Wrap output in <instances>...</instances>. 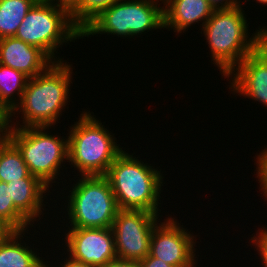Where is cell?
<instances>
[{
    "label": "cell",
    "mask_w": 267,
    "mask_h": 267,
    "mask_svg": "<svg viewBox=\"0 0 267 267\" xmlns=\"http://www.w3.org/2000/svg\"><path fill=\"white\" fill-rule=\"evenodd\" d=\"M120 0H77L70 8L73 23L82 32L96 17Z\"/></svg>",
    "instance_id": "cell-20"
},
{
    "label": "cell",
    "mask_w": 267,
    "mask_h": 267,
    "mask_svg": "<svg viewBox=\"0 0 267 267\" xmlns=\"http://www.w3.org/2000/svg\"><path fill=\"white\" fill-rule=\"evenodd\" d=\"M28 79L18 70L0 64V109L7 117L20 104Z\"/></svg>",
    "instance_id": "cell-17"
},
{
    "label": "cell",
    "mask_w": 267,
    "mask_h": 267,
    "mask_svg": "<svg viewBox=\"0 0 267 267\" xmlns=\"http://www.w3.org/2000/svg\"><path fill=\"white\" fill-rule=\"evenodd\" d=\"M241 6L214 9L202 27L206 43L211 50L212 61L224 77L265 41V27L249 38L246 15Z\"/></svg>",
    "instance_id": "cell-2"
},
{
    "label": "cell",
    "mask_w": 267,
    "mask_h": 267,
    "mask_svg": "<svg viewBox=\"0 0 267 267\" xmlns=\"http://www.w3.org/2000/svg\"><path fill=\"white\" fill-rule=\"evenodd\" d=\"M257 3H261L262 5L265 4V6L267 5V0H256Z\"/></svg>",
    "instance_id": "cell-31"
},
{
    "label": "cell",
    "mask_w": 267,
    "mask_h": 267,
    "mask_svg": "<svg viewBox=\"0 0 267 267\" xmlns=\"http://www.w3.org/2000/svg\"><path fill=\"white\" fill-rule=\"evenodd\" d=\"M53 62L42 50L14 36L0 39V64L18 70L29 79L44 72Z\"/></svg>",
    "instance_id": "cell-13"
},
{
    "label": "cell",
    "mask_w": 267,
    "mask_h": 267,
    "mask_svg": "<svg viewBox=\"0 0 267 267\" xmlns=\"http://www.w3.org/2000/svg\"><path fill=\"white\" fill-rule=\"evenodd\" d=\"M30 174L21 152L5 136L0 141V181L7 183L26 178Z\"/></svg>",
    "instance_id": "cell-18"
},
{
    "label": "cell",
    "mask_w": 267,
    "mask_h": 267,
    "mask_svg": "<svg viewBox=\"0 0 267 267\" xmlns=\"http://www.w3.org/2000/svg\"><path fill=\"white\" fill-rule=\"evenodd\" d=\"M208 2L214 9H230L241 5L240 0H208Z\"/></svg>",
    "instance_id": "cell-24"
},
{
    "label": "cell",
    "mask_w": 267,
    "mask_h": 267,
    "mask_svg": "<svg viewBox=\"0 0 267 267\" xmlns=\"http://www.w3.org/2000/svg\"><path fill=\"white\" fill-rule=\"evenodd\" d=\"M141 267H174L161 259L152 257L149 254L140 261Z\"/></svg>",
    "instance_id": "cell-25"
},
{
    "label": "cell",
    "mask_w": 267,
    "mask_h": 267,
    "mask_svg": "<svg viewBox=\"0 0 267 267\" xmlns=\"http://www.w3.org/2000/svg\"><path fill=\"white\" fill-rule=\"evenodd\" d=\"M0 118H8L0 109Z\"/></svg>",
    "instance_id": "cell-32"
},
{
    "label": "cell",
    "mask_w": 267,
    "mask_h": 267,
    "mask_svg": "<svg viewBox=\"0 0 267 267\" xmlns=\"http://www.w3.org/2000/svg\"><path fill=\"white\" fill-rule=\"evenodd\" d=\"M263 228V229H262ZM260 232H258V235L256 233V236H253L251 238L252 245H256L255 248L259 252L261 262L263 263L264 267H267V228L262 227Z\"/></svg>",
    "instance_id": "cell-23"
},
{
    "label": "cell",
    "mask_w": 267,
    "mask_h": 267,
    "mask_svg": "<svg viewBox=\"0 0 267 267\" xmlns=\"http://www.w3.org/2000/svg\"><path fill=\"white\" fill-rule=\"evenodd\" d=\"M54 1L70 8L77 0H54Z\"/></svg>",
    "instance_id": "cell-30"
},
{
    "label": "cell",
    "mask_w": 267,
    "mask_h": 267,
    "mask_svg": "<svg viewBox=\"0 0 267 267\" xmlns=\"http://www.w3.org/2000/svg\"><path fill=\"white\" fill-rule=\"evenodd\" d=\"M66 233L69 258L74 261L102 267L117 258L115 237L110 228H70Z\"/></svg>",
    "instance_id": "cell-11"
},
{
    "label": "cell",
    "mask_w": 267,
    "mask_h": 267,
    "mask_svg": "<svg viewBox=\"0 0 267 267\" xmlns=\"http://www.w3.org/2000/svg\"><path fill=\"white\" fill-rule=\"evenodd\" d=\"M49 127H6L5 136L18 148L31 175L49 187L68 160V138L50 135ZM54 180V181H53ZM51 183V184H50Z\"/></svg>",
    "instance_id": "cell-6"
},
{
    "label": "cell",
    "mask_w": 267,
    "mask_h": 267,
    "mask_svg": "<svg viewBox=\"0 0 267 267\" xmlns=\"http://www.w3.org/2000/svg\"><path fill=\"white\" fill-rule=\"evenodd\" d=\"M38 0H0V39L15 36L30 8Z\"/></svg>",
    "instance_id": "cell-19"
},
{
    "label": "cell",
    "mask_w": 267,
    "mask_h": 267,
    "mask_svg": "<svg viewBox=\"0 0 267 267\" xmlns=\"http://www.w3.org/2000/svg\"><path fill=\"white\" fill-rule=\"evenodd\" d=\"M158 3L159 0H120L96 17L82 31V37L107 33L130 38L164 29L163 7Z\"/></svg>",
    "instance_id": "cell-8"
},
{
    "label": "cell",
    "mask_w": 267,
    "mask_h": 267,
    "mask_svg": "<svg viewBox=\"0 0 267 267\" xmlns=\"http://www.w3.org/2000/svg\"><path fill=\"white\" fill-rule=\"evenodd\" d=\"M14 37L39 48L52 61L61 62L63 60H58L54 52L57 53L62 43L82 38V32L73 23L69 7L54 0H38L27 12Z\"/></svg>",
    "instance_id": "cell-5"
},
{
    "label": "cell",
    "mask_w": 267,
    "mask_h": 267,
    "mask_svg": "<svg viewBox=\"0 0 267 267\" xmlns=\"http://www.w3.org/2000/svg\"><path fill=\"white\" fill-rule=\"evenodd\" d=\"M164 28L184 33L192 24L202 22V27L211 17L214 8L208 0H163ZM200 21V22H199Z\"/></svg>",
    "instance_id": "cell-14"
},
{
    "label": "cell",
    "mask_w": 267,
    "mask_h": 267,
    "mask_svg": "<svg viewBox=\"0 0 267 267\" xmlns=\"http://www.w3.org/2000/svg\"><path fill=\"white\" fill-rule=\"evenodd\" d=\"M24 232L12 231L5 239L0 240V267H45L46 262H43L42 257L26 246L27 244H22L21 234Z\"/></svg>",
    "instance_id": "cell-16"
},
{
    "label": "cell",
    "mask_w": 267,
    "mask_h": 267,
    "mask_svg": "<svg viewBox=\"0 0 267 267\" xmlns=\"http://www.w3.org/2000/svg\"><path fill=\"white\" fill-rule=\"evenodd\" d=\"M73 126V127H72ZM68 133V161L81 176L105 175L124 151L94 114L83 112Z\"/></svg>",
    "instance_id": "cell-4"
},
{
    "label": "cell",
    "mask_w": 267,
    "mask_h": 267,
    "mask_svg": "<svg viewBox=\"0 0 267 267\" xmlns=\"http://www.w3.org/2000/svg\"><path fill=\"white\" fill-rule=\"evenodd\" d=\"M8 125V118H0V141L5 137V128Z\"/></svg>",
    "instance_id": "cell-29"
},
{
    "label": "cell",
    "mask_w": 267,
    "mask_h": 267,
    "mask_svg": "<svg viewBox=\"0 0 267 267\" xmlns=\"http://www.w3.org/2000/svg\"><path fill=\"white\" fill-rule=\"evenodd\" d=\"M63 262H64V264L61 267H95L92 265L83 264V263L74 261L69 257H68V259L66 258V261H63Z\"/></svg>",
    "instance_id": "cell-28"
},
{
    "label": "cell",
    "mask_w": 267,
    "mask_h": 267,
    "mask_svg": "<svg viewBox=\"0 0 267 267\" xmlns=\"http://www.w3.org/2000/svg\"><path fill=\"white\" fill-rule=\"evenodd\" d=\"M158 218L159 214L146 210L119 209L112 225L117 258L139 262L144 259Z\"/></svg>",
    "instance_id": "cell-9"
},
{
    "label": "cell",
    "mask_w": 267,
    "mask_h": 267,
    "mask_svg": "<svg viewBox=\"0 0 267 267\" xmlns=\"http://www.w3.org/2000/svg\"><path fill=\"white\" fill-rule=\"evenodd\" d=\"M0 218L13 231H26L32 225L14 206L6 182L0 181Z\"/></svg>",
    "instance_id": "cell-21"
},
{
    "label": "cell",
    "mask_w": 267,
    "mask_h": 267,
    "mask_svg": "<svg viewBox=\"0 0 267 267\" xmlns=\"http://www.w3.org/2000/svg\"><path fill=\"white\" fill-rule=\"evenodd\" d=\"M265 41L267 42V28H266V32H265Z\"/></svg>",
    "instance_id": "cell-33"
},
{
    "label": "cell",
    "mask_w": 267,
    "mask_h": 267,
    "mask_svg": "<svg viewBox=\"0 0 267 267\" xmlns=\"http://www.w3.org/2000/svg\"><path fill=\"white\" fill-rule=\"evenodd\" d=\"M230 76L231 91L267 106V42L250 53L226 78Z\"/></svg>",
    "instance_id": "cell-12"
},
{
    "label": "cell",
    "mask_w": 267,
    "mask_h": 267,
    "mask_svg": "<svg viewBox=\"0 0 267 267\" xmlns=\"http://www.w3.org/2000/svg\"><path fill=\"white\" fill-rule=\"evenodd\" d=\"M68 198L71 228H110L119 210L104 175L81 176Z\"/></svg>",
    "instance_id": "cell-7"
},
{
    "label": "cell",
    "mask_w": 267,
    "mask_h": 267,
    "mask_svg": "<svg viewBox=\"0 0 267 267\" xmlns=\"http://www.w3.org/2000/svg\"><path fill=\"white\" fill-rule=\"evenodd\" d=\"M153 166L123 151L104 175L119 209L146 210L160 214L158 201L163 175Z\"/></svg>",
    "instance_id": "cell-3"
},
{
    "label": "cell",
    "mask_w": 267,
    "mask_h": 267,
    "mask_svg": "<svg viewBox=\"0 0 267 267\" xmlns=\"http://www.w3.org/2000/svg\"><path fill=\"white\" fill-rule=\"evenodd\" d=\"M102 267H141V265L139 261H128L116 258Z\"/></svg>",
    "instance_id": "cell-26"
},
{
    "label": "cell",
    "mask_w": 267,
    "mask_h": 267,
    "mask_svg": "<svg viewBox=\"0 0 267 267\" xmlns=\"http://www.w3.org/2000/svg\"><path fill=\"white\" fill-rule=\"evenodd\" d=\"M13 230L0 218V240L5 239Z\"/></svg>",
    "instance_id": "cell-27"
},
{
    "label": "cell",
    "mask_w": 267,
    "mask_h": 267,
    "mask_svg": "<svg viewBox=\"0 0 267 267\" xmlns=\"http://www.w3.org/2000/svg\"><path fill=\"white\" fill-rule=\"evenodd\" d=\"M257 178L260 183L263 196L267 199V148L257 154Z\"/></svg>",
    "instance_id": "cell-22"
},
{
    "label": "cell",
    "mask_w": 267,
    "mask_h": 267,
    "mask_svg": "<svg viewBox=\"0 0 267 267\" xmlns=\"http://www.w3.org/2000/svg\"><path fill=\"white\" fill-rule=\"evenodd\" d=\"M164 221L153 228L149 255L174 267H195L194 235L187 232L183 225L181 227L174 218Z\"/></svg>",
    "instance_id": "cell-10"
},
{
    "label": "cell",
    "mask_w": 267,
    "mask_h": 267,
    "mask_svg": "<svg viewBox=\"0 0 267 267\" xmlns=\"http://www.w3.org/2000/svg\"><path fill=\"white\" fill-rule=\"evenodd\" d=\"M10 197L15 208L30 222L40 220L43 205V196L48 186L45 185L38 177L29 175L26 178L7 182ZM32 221V222H31Z\"/></svg>",
    "instance_id": "cell-15"
},
{
    "label": "cell",
    "mask_w": 267,
    "mask_h": 267,
    "mask_svg": "<svg viewBox=\"0 0 267 267\" xmlns=\"http://www.w3.org/2000/svg\"><path fill=\"white\" fill-rule=\"evenodd\" d=\"M63 62H53L44 72L28 79L20 104L8 116L7 127L51 128L56 124L67 105L72 83V65ZM19 111L22 112L24 125L18 122L12 126L11 118Z\"/></svg>",
    "instance_id": "cell-1"
}]
</instances>
